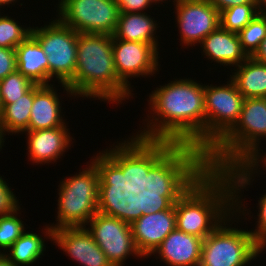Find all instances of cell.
<instances>
[{
	"instance_id": "cell-6",
	"label": "cell",
	"mask_w": 266,
	"mask_h": 266,
	"mask_svg": "<svg viewBox=\"0 0 266 266\" xmlns=\"http://www.w3.org/2000/svg\"><path fill=\"white\" fill-rule=\"evenodd\" d=\"M264 140L266 98H245L238 122L198 163L206 168L226 170L239 165L257 147L262 148L260 144Z\"/></svg>"
},
{
	"instance_id": "cell-3",
	"label": "cell",
	"mask_w": 266,
	"mask_h": 266,
	"mask_svg": "<svg viewBox=\"0 0 266 266\" xmlns=\"http://www.w3.org/2000/svg\"><path fill=\"white\" fill-rule=\"evenodd\" d=\"M116 197L127 209L136 248L148 259L176 229L174 163H139Z\"/></svg>"
},
{
	"instance_id": "cell-2",
	"label": "cell",
	"mask_w": 266,
	"mask_h": 266,
	"mask_svg": "<svg viewBox=\"0 0 266 266\" xmlns=\"http://www.w3.org/2000/svg\"><path fill=\"white\" fill-rule=\"evenodd\" d=\"M111 145L97 151L99 153L92 156L79 172L60 180L56 222L48 223L53 230L85 227L100 209L116 197L122 181L139 164L123 138Z\"/></svg>"
},
{
	"instance_id": "cell-31",
	"label": "cell",
	"mask_w": 266,
	"mask_h": 266,
	"mask_svg": "<svg viewBox=\"0 0 266 266\" xmlns=\"http://www.w3.org/2000/svg\"><path fill=\"white\" fill-rule=\"evenodd\" d=\"M4 178V176L0 175V216L14 212L22 205L19 202V198L15 195L16 193L12 191L14 189L6 182L7 179Z\"/></svg>"
},
{
	"instance_id": "cell-25",
	"label": "cell",
	"mask_w": 266,
	"mask_h": 266,
	"mask_svg": "<svg viewBox=\"0 0 266 266\" xmlns=\"http://www.w3.org/2000/svg\"><path fill=\"white\" fill-rule=\"evenodd\" d=\"M245 199V197L244 199L242 197H233V212H235L241 221L245 219L242 221V223L246 222V220L249 221L248 219L252 221L251 218H253V220L256 219L254 220L256 222L254 223V225L256 224L254 227L255 229L252 228L249 231L255 240L266 250V192L258 198L259 200H257V218L255 217L254 213L249 210L251 207L247 209L248 205L246 204ZM251 214H253L254 217L253 215L251 217Z\"/></svg>"
},
{
	"instance_id": "cell-36",
	"label": "cell",
	"mask_w": 266,
	"mask_h": 266,
	"mask_svg": "<svg viewBox=\"0 0 266 266\" xmlns=\"http://www.w3.org/2000/svg\"><path fill=\"white\" fill-rule=\"evenodd\" d=\"M258 14H266V0H255Z\"/></svg>"
},
{
	"instance_id": "cell-20",
	"label": "cell",
	"mask_w": 266,
	"mask_h": 266,
	"mask_svg": "<svg viewBox=\"0 0 266 266\" xmlns=\"http://www.w3.org/2000/svg\"><path fill=\"white\" fill-rule=\"evenodd\" d=\"M15 53L20 73L34 84L48 85L47 55L31 34L16 47Z\"/></svg>"
},
{
	"instance_id": "cell-35",
	"label": "cell",
	"mask_w": 266,
	"mask_h": 266,
	"mask_svg": "<svg viewBox=\"0 0 266 266\" xmlns=\"http://www.w3.org/2000/svg\"><path fill=\"white\" fill-rule=\"evenodd\" d=\"M256 61L266 64V37L261 42L259 49L252 56Z\"/></svg>"
},
{
	"instance_id": "cell-17",
	"label": "cell",
	"mask_w": 266,
	"mask_h": 266,
	"mask_svg": "<svg viewBox=\"0 0 266 266\" xmlns=\"http://www.w3.org/2000/svg\"><path fill=\"white\" fill-rule=\"evenodd\" d=\"M203 240L175 229L148 258L154 255L167 266H199Z\"/></svg>"
},
{
	"instance_id": "cell-4",
	"label": "cell",
	"mask_w": 266,
	"mask_h": 266,
	"mask_svg": "<svg viewBox=\"0 0 266 266\" xmlns=\"http://www.w3.org/2000/svg\"><path fill=\"white\" fill-rule=\"evenodd\" d=\"M176 229L205 239L233 212V187L224 170L174 163Z\"/></svg>"
},
{
	"instance_id": "cell-39",
	"label": "cell",
	"mask_w": 266,
	"mask_h": 266,
	"mask_svg": "<svg viewBox=\"0 0 266 266\" xmlns=\"http://www.w3.org/2000/svg\"><path fill=\"white\" fill-rule=\"evenodd\" d=\"M0 266H15L5 255L0 254Z\"/></svg>"
},
{
	"instance_id": "cell-21",
	"label": "cell",
	"mask_w": 266,
	"mask_h": 266,
	"mask_svg": "<svg viewBox=\"0 0 266 266\" xmlns=\"http://www.w3.org/2000/svg\"><path fill=\"white\" fill-rule=\"evenodd\" d=\"M41 233H34L33 231H25L3 254L15 266H29L33 265L40 258L45 255L46 242L49 240L52 243L53 229L49 225H44ZM41 234V235H40ZM49 239V240H48Z\"/></svg>"
},
{
	"instance_id": "cell-16",
	"label": "cell",
	"mask_w": 266,
	"mask_h": 266,
	"mask_svg": "<svg viewBox=\"0 0 266 266\" xmlns=\"http://www.w3.org/2000/svg\"><path fill=\"white\" fill-rule=\"evenodd\" d=\"M56 87V83L50 85L35 84L33 86V104L28 130L56 128L67 122L64 116L66 114H63V110H65L62 107L64 100L61 97L63 96L61 92H57Z\"/></svg>"
},
{
	"instance_id": "cell-23",
	"label": "cell",
	"mask_w": 266,
	"mask_h": 266,
	"mask_svg": "<svg viewBox=\"0 0 266 266\" xmlns=\"http://www.w3.org/2000/svg\"><path fill=\"white\" fill-rule=\"evenodd\" d=\"M263 150L257 147L239 165L224 170L231 180L233 197H244V190L253 185L256 178V181L259 180L261 173L265 174L262 170H266V150ZM261 168L263 169L260 171Z\"/></svg>"
},
{
	"instance_id": "cell-7",
	"label": "cell",
	"mask_w": 266,
	"mask_h": 266,
	"mask_svg": "<svg viewBox=\"0 0 266 266\" xmlns=\"http://www.w3.org/2000/svg\"><path fill=\"white\" fill-rule=\"evenodd\" d=\"M240 225V218L231 212L203 240L199 266H248L266 253L250 231Z\"/></svg>"
},
{
	"instance_id": "cell-29",
	"label": "cell",
	"mask_w": 266,
	"mask_h": 266,
	"mask_svg": "<svg viewBox=\"0 0 266 266\" xmlns=\"http://www.w3.org/2000/svg\"><path fill=\"white\" fill-rule=\"evenodd\" d=\"M22 210L20 206L12 213L0 216V254H4L26 231V223L23 218L21 220Z\"/></svg>"
},
{
	"instance_id": "cell-18",
	"label": "cell",
	"mask_w": 266,
	"mask_h": 266,
	"mask_svg": "<svg viewBox=\"0 0 266 266\" xmlns=\"http://www.w3.org/2000/svg\"><path fill=\"white\" fill-rule=\"evenodd\" d=\"M199 45L202 57L207 58L210 63H216L215 66L235 68L248 58L242 50L238 33L225 30L221 26L205 37Z\"/></svg>"
},
{
	"instance_id": "cell-38",
	"label": "cell",
	"mask_w": 266,
	"mask_h": 266,
	"mask_svg": "<svg viewBox=\"0 0 266 266\" xmlns=\"http://www.w3.org/2000/svg\"><path fill=\"white\" fill-rule=\"evenodd\" d=\"M152 1V3L154 4V5H156L157 7H165V8H167L166 6H164V4L162 5V3H165V5H166V3H167V5H168V3L169 2H171V7L173 6V5H175L176 4V2L178 1V0H151ZM159 4H161V5H159Z\"/></svg>"
},
{
	"instance_id": "cell-11",
	"label": "cell",
	"mask_w": 266,
	"mask_h": 266,
	"mask_svg": "<svg viewBox=\"0 0 266 266\" xmlns=\"http://www.w3.org/2000/svg\"><path fill=\"white\" fill-rule=\"evenodd\" d=\"M56 5V18L78 33L112 35L120 14L116 0H58Z\"/></svg>"
},
{
	"instance_id": "cell-9",
	"label": "cell",
	"mask_w": 266,
	"mask_h": 266,
	"mask_svg": "<svg viewBox=\"0 0 266 266\" xmlns=\"http://www.w3.org/2000/svg\"><path fill=\"white\" fill-rule=\"evenodd\" d=\"M53 18L41 27L33 24L30 34L47 55L48 85L57 81L66 96L77 100L67 85L74 79L76 70L78 32L62 24L55 16Z\"/></svg>"
},
{
	"instance_id": "cell-32",
	"label": "cell",
	"mask_w": 266,
	"mask_h": 266,
	"mask_svg": "<svg viewBox=\"0 0 266 266\" xmlns=\"http://www.w3.org/2000/svg\"><path fill=\"white\" fill-rule=\"evenodd\" d=\"M17 71L15 49L0 47V80Z\"/></svg>"
},
{
	"instance_id": "cell-19",
	"label": "cell",
	"mask_w": 266,
	"mask_h": 266,
	"mask_svg": "<svg viewBox=\"0 0 266 266\" xmlns=\"http://www.w3.org/2000/svg\"><path fill=\"white\" fill-rule=\"evenodd\" d=\"M151 15L148 12L120 13L112 36L120 40L151 44L160 52L161 37L156 32L161 26H158L159 21Z\"/></svg>"
},
{
	"instance_id": "cell-40",
	"label": "cell",
	"mask_w": 266,
	"mask_h": 266,
	"mask_svg": "<svg viewBox=\"0 0 266 266\" xmlns=\"http://www.w3.org/2000/svg\"><path fill=\"white\" fill-rule=\"evenodd\" d=\"M5 138L3 137L1 130H0V151L3 149V147H5Z\"/></svg>"
},
{
	"instance_id": "cell-22",
	"label": "cell",
	"mask_w": 266,
	"mask_h": 266,
	"mask_svg": "<svg viewBox=\"0 0 266 266\" xmlns=\"http://www.w3.org/2000/svg\"><path fill=\"white\" fill-rule=\"evenodd\" d=\"M229 78L244 98H266V64L248 57L235 68Z\"/></svg>"
},
{
	"instance_id": "cell-13",
	"label": "cell",
	"mask_w": 266,
	"mask_h": 266,
	"mask_svg": "<svg viewBox=\"0 0 266 266\" xmlns=\"http://www.w3.org/2000/svg\"><path fill=\"white\" fill-rule=\"evenodd\" d=\"M173 7L182 48L199 46L205 37L220 26L219 11L209 0H178Z\"/></svg>"
},
{
	"instance_id": "cell-37",
	"label": "cell",
	"mask_w": 266,
	"mask_h": 266,
	"mask_svg": "<svg viewBox=\"0 0 266 266\" xmlns=\"http://www.w3.org/2000/svg\"><path fill=\"white\" fill-rule=\"evenodd\" d=\"M18 2L20 3V0H0V11H2L3 9H6V8H7L6 10H8V8H10V5H12L11 6V8H12ZM5 6H6V8H5Z\"/></svg>"
},
{
	"instance_id": "cell-5",
	"label": "cell",
	"mask_w": 266,
	"mask_h": 266,
	"mask_svg": "<svg viewBox=\"0 0 266 266\" xmlns=\"http://www.w3.org/2000/svg\"><path fill=\"white\" fill-rule=\"evenodd\" d=\"M67 86L82 100L121 105L133 98L134 93L116 74L112 35L78 33L76 70Z\"/></svg>"
},
{
	"instance_id": "cell-28",
	"label": "cell",
	"mask_w": 266,
	"mask_h": 266,
	"mask_svg": "<svg viewBox=\"0 0 266 266\" xmlns=\"http://www.w3.org/2000/svg\"><path fill=\"white\" fill-rule=\"evenodd\" d=\"M238 36L242 50L248 57H252L266 37V14H257Z\"/></svg>"
},
{
	"instance_id": "cell-8",
	"label": "cell",
	"mask_w": 266,
	"mask_h": 266,
	"mask_svg": "<svg viewBox=\"0 0 266 266\" xmlns=\"http://www.w3.org/2000/svg\"><path fill=\"white\" fill-rule=\"evenodd\" d=\"M85 227L112 266H124L130 256L144 259L136 248L127 209L117 197L100 209Z\"/></svg>"
},
{
	"instance_id": "cell-24",
	"label": "cell",
	"mask_w": 266,
	"mask_h": 266,
	"mask_svg": "<svg viewBox=\"0 0 266 266\" xmlns=\"http://www.w3.org/2000/svg\"><path fill=\"white\" fill-rule=\"evenodd\" d=\"M32 104L33 87L14 103L1 104L0 130L5 139H7L6 134L19 136L28 131Z\"/></svg>"
},
{
	"instance_id": "cell-1",
	"label": "cell",
	"mask_w": 266,
	"mask_h": 266,
	"mask_svg": "<svg viewBox=\"0 0 266 266\" xmlns=\"http://www.w3.org/2000/svg\"><path fill=\"white\" fill-rule=\"evenodd\" d=\"M173 79L147 95L144 127L124 140L138 163L199 162L205 156L204 84Z\"/></svg>"
},
{
	"instance_id": "cell-34",
	"label": "cell",
	"mask_w": 266,
	"mask_h": 266,
	"mask_svg": "<svg viewBox=\"0 0 266 266\" xmlns=\"http://www.w3.org/2000/svg\"><path fill=\"white\" fill-rule=\"evenodd\" d=\"M209 2L219 11V13L232 6L247 3H255V0H209Z\"/></svg>"
},
{
	"instance_id": "cell-12",
	"label": "cell",
	"mask_w": 266,
	"mask_h": 266,
	"mask_svg": "<svg viewBox=\"0 0 266 266\" xmlns=\"http://www.w3.org/2000/svg\"><path fill=\"white\" fill-rule=\"evenodd\" d=\"M112 51L116 74L132 92L135 90L134 85H131L133 78L154 77L161 70L160 53L151 44L112 36Z\"/></svg>"
},
{
	"instance_id": "cell-30",
	"label": "cell",
	"mask_w": 266,
	"mask_h": 266,
	"mask_svg": "<svg viewBox=\"0 0 266 266\" xmlns=\"http://www.w3.org/2000/svg\"><path fill=\"white\" fill-rule=\"evenodd\" d=\"M35 84L18 70L0 80V104L14 103Z\"/></svg>"
},
{
	"instance_id": "cell-10",
	"label": "cell",
	"mask_w": 266,
	"mask_h": 266,
	"mask_svg": "<svg viewBox=\"0 0 266 266\" xmlns=\"http://www.w3.org/2000/svg\"><path fill=\"white\" fill-rule=\"evenodd\" d=\"M213 85L204 83L205 155L238 122L245 98L229 78Z\"/></svg>"
},
{
	"instance_id": "cell-14",
	"label": "cell",
	"mask_w": 266,
	"mask_h": 266,
	"mask_svg": "<svg viewBox=\"0 0 266 266\" xmlns=\"http://www.w3.org/2000/svg\"><path fill=\"white\" fill-rule=\"evenodd\" d=\"M66 122L63 126L37 131H25L22 133L26 139L28 161L37 166L49 165L62 159L67 150L74 146L73 135ZM72 146V147H71Z\"/></svg>"
},
{
	"instance_id": "cell-33",
	"label": "cell",
	"mask_w": 266,
	"mask_h": 266,
	"mask_svg": "<svg viewBox=\"0 0 266 266\" xmlns=\"http://www.w3.org/2000/svg\"><path fill=\"white\" fill-rule=\"evenodd\" d=\"M116 1L120 13L148 12L150 8L154 6L151 0H116Z\"/></svg>"
},
{
	"instance_id": "cell-26",
	"label": "cell",
	"mask_w": 266,
	"mask_h": 266,
	"mask_svg": "<svg viewBox=\"0 0 266 266\" xmlns=\"http://www.w3.org/2000/svg\"><path fill=\"white\" fill-rule=\"evenodd\" d=\"M258 14L255 3L232 6L219 13L220 26L239 33Z\"/></svg>"
},
{
	"instance_id": "cell-27",
	"label": "cell",
	"mask_w": 266,
	"mask_h": 266,
	"mask_svg": "<svg viewBox=\"0 0 266 266\" xmlns=\"http://www.w3.org/2000/svg\"><path fill=\"white\" fill-rule=\"evenodd\" d=\"M0 11V47L16 49L31 33V25H21V22L9 16L8 12Z\"/></svg>"
},
{
	"instance_id": "cell-15",
	"label": "cell",
	"mask_w": 266,
	"mask_h": 266,
	"mask_svg": "<svg viewBox=\"0 0 266 266\" xmlns=\"http://www.w3.org/2000/svg\"><path fill=\"white\" fill-rule=\"evenodd\" d=\"M52 242L81 266H112L86 227L53 230Z\"/></svg>"
}]
</instances>
